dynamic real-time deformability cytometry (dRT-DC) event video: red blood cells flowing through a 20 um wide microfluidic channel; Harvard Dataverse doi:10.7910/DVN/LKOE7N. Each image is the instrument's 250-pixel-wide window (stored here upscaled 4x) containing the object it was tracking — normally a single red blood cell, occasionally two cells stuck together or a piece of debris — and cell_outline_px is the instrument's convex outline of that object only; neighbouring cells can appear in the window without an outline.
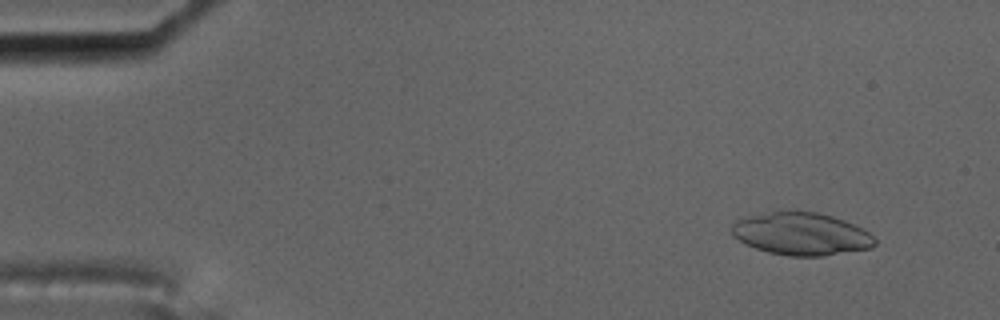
{"species": "common noctule bat (a hibernating species)", "species_latin": "Nyctalus noctula", "temperature_condition": "cold", "stored_images_in_passage": 16, "camera_frame_rate_fps": 3000, "um_per_image_px": 0.085, "animal": {"sex": "male", "body_mass_g": 17.5, "forearm_length_mm": 52.3}, "frame": {"image": 1, "passage_image": 5, "time_ms": 1.333, "image_size_px": [1000, 320], "cell_outline_px": [[876, 244], [872, 248], [824, 256], [788, 256], [768, 252], [756, 248], [740, 240], [732, 232], [732, 224], [736, 220], [780, 208], [816, 212], [832, 216], [844, 220], [868, 232], [876, 240]], "centroid_in_image_um": [68.11, 19.85], "position_along_channel_um": 16.9, "area_um2": 35.78}}